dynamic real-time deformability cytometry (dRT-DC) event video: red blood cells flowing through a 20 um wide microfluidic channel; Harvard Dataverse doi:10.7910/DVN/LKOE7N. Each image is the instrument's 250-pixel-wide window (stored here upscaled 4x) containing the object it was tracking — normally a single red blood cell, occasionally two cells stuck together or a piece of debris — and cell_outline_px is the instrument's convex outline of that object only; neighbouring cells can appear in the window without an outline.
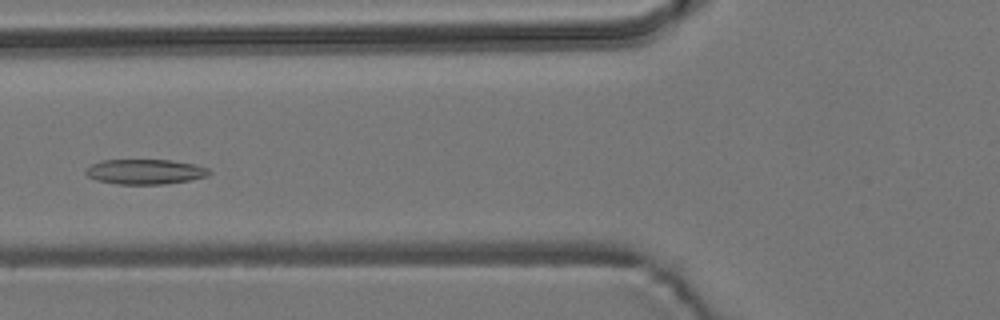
{"species": "common noctule bat (a hibernating species)", "species_latin": "Nyctalus noctula", "temperature_condition": "room temperature", "stored_images_in_passage": 4, "camera_frame_rate_fps": 3000, "um_per_image_px": 0.085, "animal": {"sex": "male", "body_mass_g": 19.2, "forearm_length_mm": 51.8}, "frame": {"image": 1, "passage_image": 4, "time_ms": 4.333, "image_size_px": [1000, 320], "cell_outline_px": [[212, 172], [208, 176], [188, 180], [164, 184], [116, 184], [96, 180], [88, 176], [84, 172], [84, 168], [100, 160], [168, 160], [196, 164], [208, 168]], "centroid_in_image_um": [12.31, 14.59], "position_along_channel_um": 113.5, "area_um2": 18.09}}